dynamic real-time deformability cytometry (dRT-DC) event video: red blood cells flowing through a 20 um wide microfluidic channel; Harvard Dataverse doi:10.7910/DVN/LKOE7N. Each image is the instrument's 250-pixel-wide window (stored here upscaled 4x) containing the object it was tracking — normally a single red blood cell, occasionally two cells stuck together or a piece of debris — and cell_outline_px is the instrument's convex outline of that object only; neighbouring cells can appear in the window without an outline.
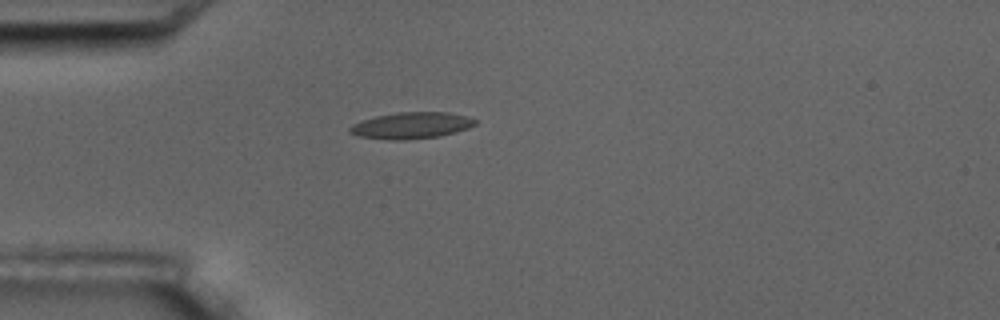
{"species": "common noctule bat (a hibernating species)", "species_latin": "Nyctalus noctula", "temperature_condition": "room temperature", "stored_images_in_passage": 1, "camera_frame_rate_fps": 3000, "um_per_image_px": 0.085, "animal": {"sex": "male", "body_mass_g": 17.5, "forearm_length_mm": 52.3}, "frame": {"image": 1, "passage_image": 1, "time_ms": 0.0, "image_size_px": [1000, 320], "cell_outline_px": [[476, 124], [468, 128], [456, 132], [440, 136], [404, 140], [388, 140], [360, 136], [348, 132], [348, 128], [352, 124], [376, 116], [396, 112], [448, 112], [468, 116], [476, 120]], "centroid_in_image_um": [34.97, 10.66], "position_along_channel_um": 50.0, "area_um2": 19.36}}